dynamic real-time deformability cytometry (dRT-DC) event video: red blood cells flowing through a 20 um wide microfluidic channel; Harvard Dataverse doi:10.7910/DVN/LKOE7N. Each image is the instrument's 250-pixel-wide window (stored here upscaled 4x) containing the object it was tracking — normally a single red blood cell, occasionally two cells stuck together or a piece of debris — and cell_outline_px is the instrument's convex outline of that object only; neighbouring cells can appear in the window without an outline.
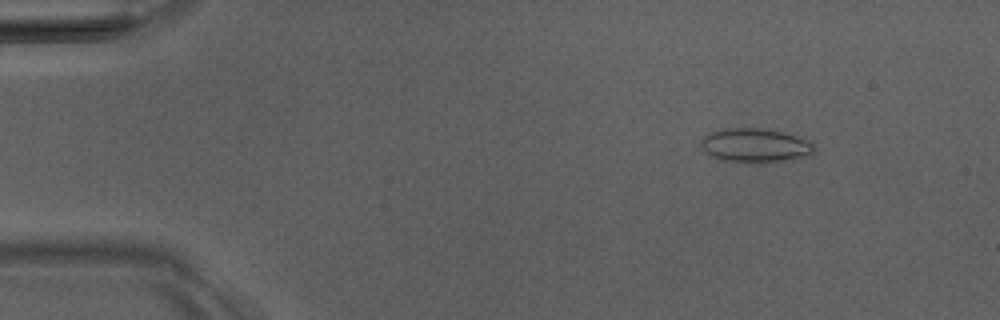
{"species": "Egyptian fruit bat (a non-hibernating species)", "species_latin": "Rousettus aegyptiacus", "temperature_condition": "room temperature", "stored_images_in_passage": 6, "camera_frame_rate_fps": 3000, "um_per_image_px": 0.085, "animal": {"sex": "male"}, "frame": {"image": 1, "passage_image": 2, "time_ms": 1.0, "image_size_px": [1000, 320], "cell_outline_px": [[816, 148], [812, 152], [784, 160], [720, 160], [704, 152], [700, 148], [700, 140], [704, 136], [712, 132], [724, 128], [760, 128], [780, 132], [808, 140]], "centroid_in_image_um": [64.07, 12.31], "position_along_channel_um": 20.9, "area_um2": 21.33}}